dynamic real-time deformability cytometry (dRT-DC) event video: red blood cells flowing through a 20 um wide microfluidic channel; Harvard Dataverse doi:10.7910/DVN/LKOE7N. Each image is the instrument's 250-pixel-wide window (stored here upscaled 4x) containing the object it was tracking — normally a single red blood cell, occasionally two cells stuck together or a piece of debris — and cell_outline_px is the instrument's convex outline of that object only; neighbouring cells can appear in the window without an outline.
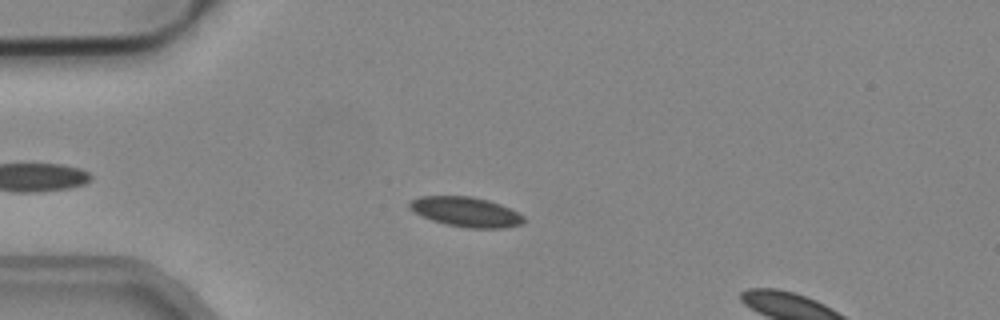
{"species": "common noctule bat (a hibernating species)", "species_latin": "Nyctalus noctula", "temperature_condition": "cold", "stored_images_in_passage": 11, "camera_frame_rate_fps": 3000, "um_per_image_px": 0.085, "animal": {"sex": "male", "body_mass_g": 19.2, "forearm_length_mm": 51.8}, "frame": {"image": 1, "passage_image": 8, "time_ms": 2.333, "image_size_px": [1000, 320], "cell_outline_px": [[524, 220], [520, 224], [504, 228], [468, 228], [448, 224], [432, 220], [408, 208], [408, 204], [412, 200], [420, 196], [472, 196], [488, 200], [500, 204], [524, 216]], "centroid_in_image_um": [39.6, 18.0], "position_along_channel_um": 45.4, "area_um2": 19.54}}